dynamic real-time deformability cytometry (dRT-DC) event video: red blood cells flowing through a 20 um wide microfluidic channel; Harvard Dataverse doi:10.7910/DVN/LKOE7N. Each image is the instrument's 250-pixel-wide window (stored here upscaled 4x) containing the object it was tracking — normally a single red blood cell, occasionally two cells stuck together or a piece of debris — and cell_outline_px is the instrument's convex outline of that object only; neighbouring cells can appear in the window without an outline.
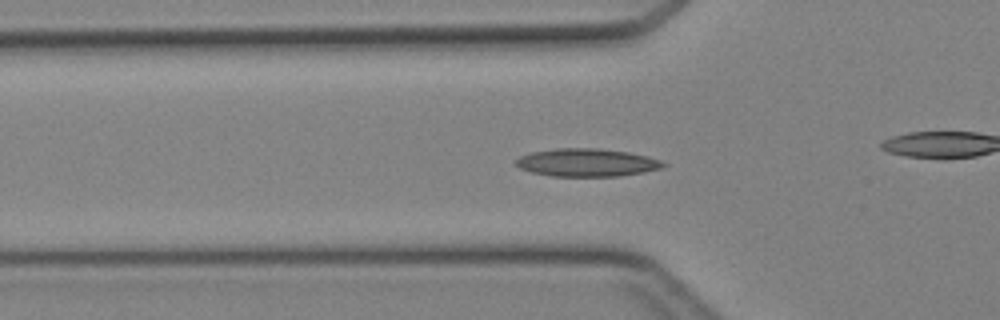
{"species": "Egyptian fruit bat (a non-hibernating species)", "species_latin": "Rousettus aegyptiacus", "temperature_condition": "cold", "stored_images_in_passage": 35, "camera_frame_rate_fps": 3000, "um_per_image_px": 0.085, "animal": {"sex": "female"}, "frame": {"image": 1, "passage_image": 4, "time_ms": 1.0, "image_size_px": [1000, 320], "cell_outline_px": [[668, 164], [664, 168], [644, 172], [620, 176], [552, 176], [532, 172], [520, 168], [516, 164], [516, 160], [520, 156], [532, 152], [556, 148], [600, 148], [628, 152], [648, 156], [660, 160]], "centroid_in_image_um": [49.93, 13.81], "position_along_channel_um": 75.9, "area_um2": 24.04}}
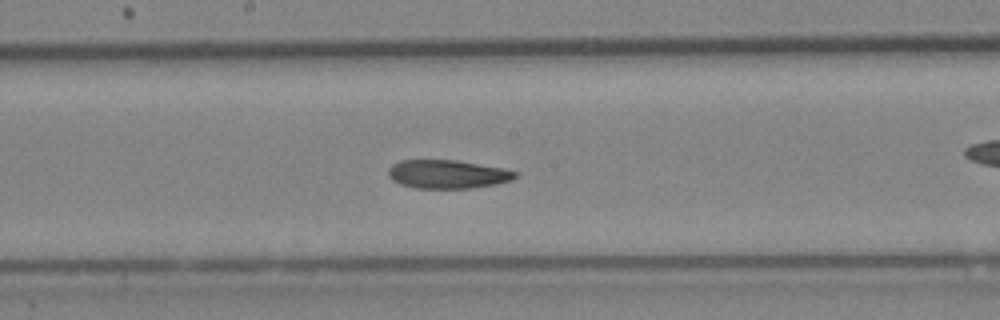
{"frame": {"image": 2, "passage_image": 13, "time_ms": 4.0, "image_size_px": [1000, 320], "cell_outline_px": [[516, 176], [512, 180], [496, 184], [472, 188], [416, 188], [400, 184], [392, 180], [388, 176], [388, 168], [392, 164], [400, 160], [456, 160], [500, 168], [516, 172]], "centroid_in_image_um": [37.98, 14.81], "position_along_channel_um": 210.2, "area_um2": 20.98}}
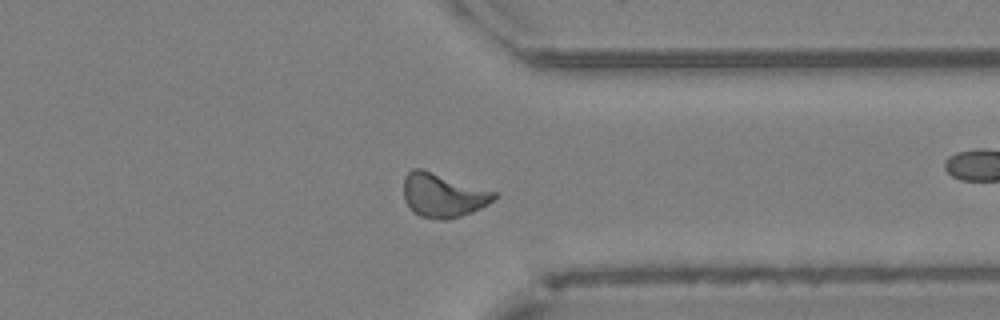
{"frame": {"image": 3, "passage_image": 24, "time_ms": 7.667, "image_size_px": [1000, 320], "cell_outline_px": [[496, 196], [488, 204], [472, 212], [448, 220], [444, 220], [420, 216], [404, 200], [404, 176], [412, 168], [424, 168], [496, 192]], "centroid_in_image_um": [37.64, 16.57], "position_along_channel_um": 373.8, "area_um2": 23.12}}